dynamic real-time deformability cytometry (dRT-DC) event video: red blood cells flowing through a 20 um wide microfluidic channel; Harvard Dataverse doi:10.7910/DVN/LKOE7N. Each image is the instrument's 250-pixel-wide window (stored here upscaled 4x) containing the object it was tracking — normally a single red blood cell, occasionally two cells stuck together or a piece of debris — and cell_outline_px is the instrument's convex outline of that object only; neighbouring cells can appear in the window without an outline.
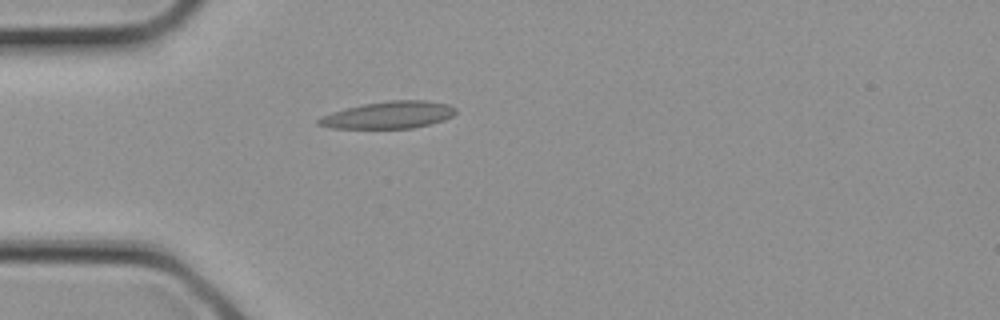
{"species": "common noctule bat (a hibernating species)", "species_latin": "Nyctalus noctula", "temperature_condition": "cold", "stored_images_in_passage": 5, "camera_frame_rate_fps": 3000, "um_per_image_px": 0.085, "animal": {"sex": "female", "body_mass_g": 21.9}, "frame": {"image": 1, "passage_image": 1, "time_ms": 0.0, "image_size_px": [1000, 320], "cell_outline_px": [[456, 112], [452, 116], [444, 120], [412, 128], [332, 128], [316, 124], [316, 120], [320, 116], [332, 112], [364, 104], [388, 100], [424, 100], [448, 104], [456, 108]], "centroid_in_image_um": [33.02, 9.77], "position_along_channel_um": 52.0, "area_um2": 21.56}}
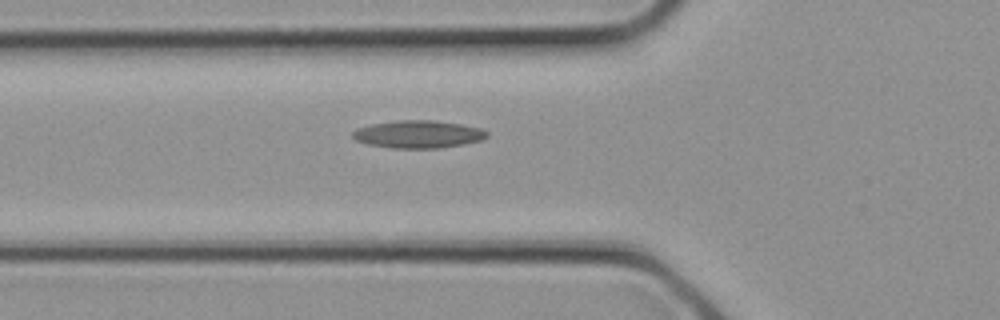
{"frame": {"image": 2, "passage_image": 3, "time_ms": 0.667, "image_size_px": [1000, 320], "cell_outline_px": [[488, 136], [480, 140], [464, 144], [436, 148], [392, 148], [368, 144], [356, 140], [352, 136], [352, 132], [356, 128], [372, 124], [404, 120], [432, 120], [460, 124], [480, 128], [488, 132]], "centroid_in_image_um": [35.54, 11.41], "position_along_channel_um": 90.3, "area_um2": 21.39}}
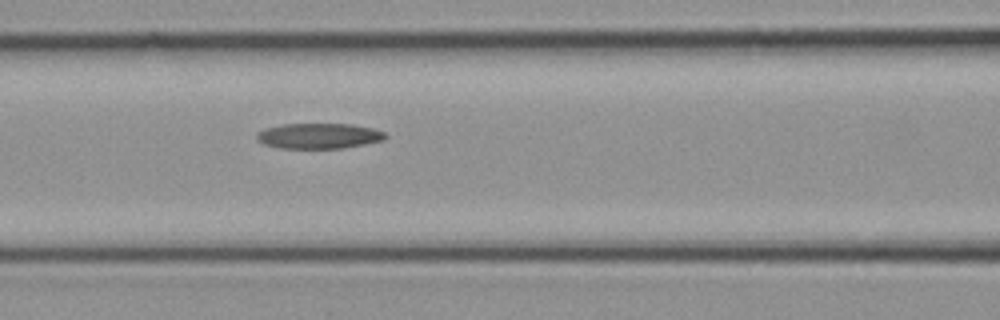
{"frame": {"image": 3, "passage_image": 5, "time_ms": 1.333, "image_size_px": [1000, 320], "cell_outline_px": [[388, 136], [384, 140], [344, 148], [276, 148], [264, 144], [256, 140], [256, 132], [264, 128], [284, 124], [352, 124], [372, 128], [384, 132]], "centroid_in_image_um": [27.07, 11.55], "position_along_channel_um": 139.5, "area_um2": 19.19}}